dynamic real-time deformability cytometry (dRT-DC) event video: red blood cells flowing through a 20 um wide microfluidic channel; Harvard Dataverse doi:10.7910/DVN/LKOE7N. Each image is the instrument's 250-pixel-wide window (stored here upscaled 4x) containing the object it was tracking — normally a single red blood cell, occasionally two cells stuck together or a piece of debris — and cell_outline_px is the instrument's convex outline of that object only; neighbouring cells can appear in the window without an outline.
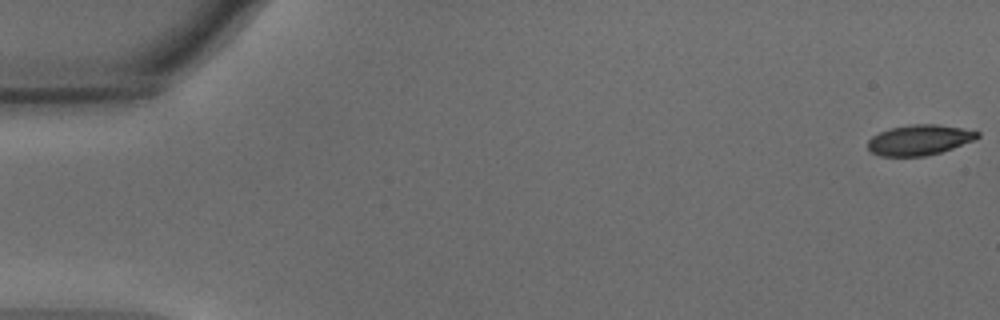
{"species": "common noctule bat (a hibernating species)", "species_latin": "Nyctalus noctula", "temperature_condition": "warm", "stored_images_in_passage": 14, "camera_frame_rate_fps": 3000, "um_per_image_px": 0.085, "animal": {"sex": "male", "body_mass_g": 15.6}, "frame": {"image": 1, "passage_image": 1, "time_ms": 0.0, "image_size_px": [1000, 320], "cell_outline_px": [[980, 136], [972, 140], [952, 148], [940, 152], [924, 156], [880, 156], [872, 152], [868, 148], [868, 140], [872, 136], [888, 128], [912, 124], [936, 124], [960, 128], [980, 132]], "centroid_in_image_um": [78.1, 11.89], "position_along_channel_um": 6.9, "area_um2": 19.19}}
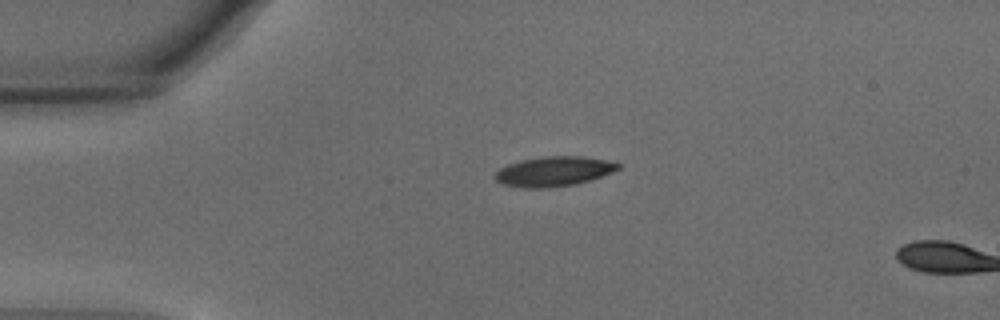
{"frame": {"image": 2, "passage_image": 13, "time_ms": 4.0, "image_size_px": [1000, 320], "cell_outline_px": [[620, 168], [612, 172], [576, 184], [548, 188], [524, 188], [500, 184], [492, 176], [500, 168], [508, 164], [520, 160], [544, 156], [584, 156], [604, 160], [620, 164]], "centroid_in_image_um": [47.01, 14.57], "position_along_channel_um": 38.0, "area_um2": 21.39}}